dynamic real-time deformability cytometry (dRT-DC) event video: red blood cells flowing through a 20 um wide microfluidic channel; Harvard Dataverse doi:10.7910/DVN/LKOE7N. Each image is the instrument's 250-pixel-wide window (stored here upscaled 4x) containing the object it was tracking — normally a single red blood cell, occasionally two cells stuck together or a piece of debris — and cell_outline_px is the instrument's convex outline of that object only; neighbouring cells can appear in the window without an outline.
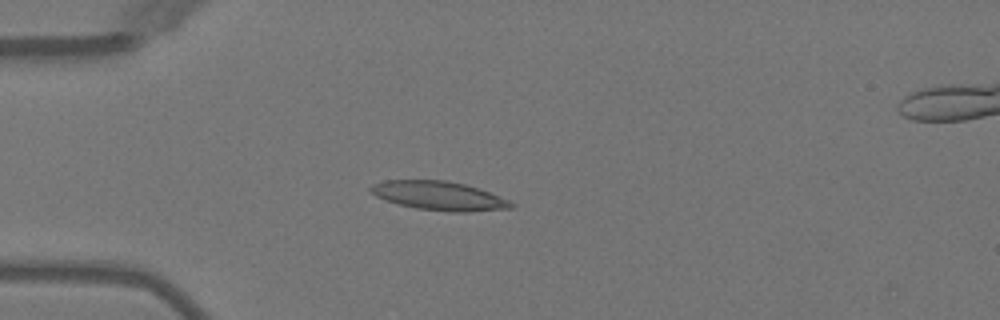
{"species": "Egyptian fruit bat (a non-hibernating species)", "species_latin": "Rousettus aegyptiacus", "temperature_condition": "warm", "stored_images_in_passage": 4, "camera_frame_rate_fps": 3000, "um_per_image_px": 0.085, "animal": {"sex": "female"}, "frame": {"image": 1, "passage_image": 4, "time_ms": 3.667, "image_size_px": [1000, 320], "cell_outline_px": [[516, 204], [512, 208], [468, 212], [452, 212], [416, 208], [400, 204], [376, 196], [368, 188], [372, 184], [384, 180], [444, 180], [464, 184], [488, 192], [508, 200]], "centroid_in_image_um": [37.31, 16.64], "position_along_channel_um": 47.7, "area_um2": 23.35}}